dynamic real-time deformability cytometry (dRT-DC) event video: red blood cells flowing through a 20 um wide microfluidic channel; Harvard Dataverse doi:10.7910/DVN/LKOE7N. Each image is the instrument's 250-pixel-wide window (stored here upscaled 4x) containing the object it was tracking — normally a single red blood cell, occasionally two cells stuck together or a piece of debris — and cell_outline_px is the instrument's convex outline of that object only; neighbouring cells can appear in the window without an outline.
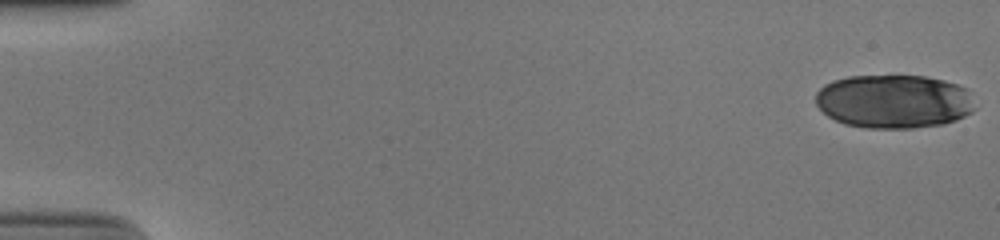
{"species": "human", "species_latin": "Homo sapiens", "temperature_condition": "cold", "stored_images_in_passage": 52, "segment_of_instrument_passage": [1, 2], "camera_frame_rate_fps": 3000, "um_per_image_px": 0.085, "donor": {"sex": "male"}, "frame": {"image": 1, "passage_image": 1, "time_ms": 0.0, "image_size_px": [1000, 240], "cell_outline_px": [[976, 108], [972, 112], [956, 120], [944, 124], [912, 128], [864, 128], [844, 124], [828, 116], [816, 104], [816, 92], [824, 84], [832, 80], [848, 76], [924, 76], [944, 80], [968, 88]], "centroid_in_image_um": [75.99, 8.62], "position_along_channel_um": 9.0, "area_um2": 50.23}}
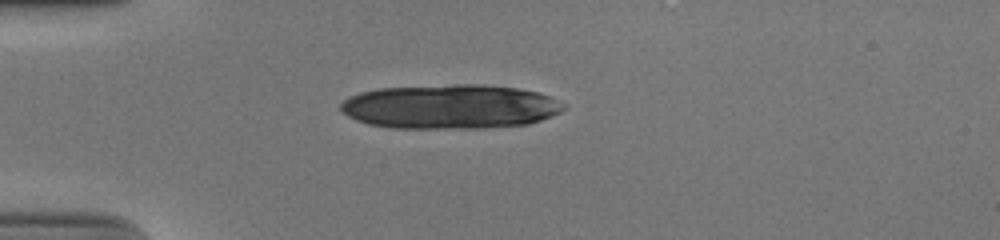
{"frame": {"image": 2, "passage_image": 15, "time_ms": 4.667, "image_size_px": [1000, 240], "cell_outline_px": [[568, 108], [552, 116], [528, 124], [484, 128], [388, 128], [368, 124], [356, 120], [340, 112], [340, 104], [344, 100], [360, 92], [380, 88], [456, 84], [476, 84], [516, 88], [536, 92], [548, 96], [568, 104]], "centroid_in_image_um": [38.27, 9.07], "position_along_channel_um": 46.7, "area_um2": 57.92}}